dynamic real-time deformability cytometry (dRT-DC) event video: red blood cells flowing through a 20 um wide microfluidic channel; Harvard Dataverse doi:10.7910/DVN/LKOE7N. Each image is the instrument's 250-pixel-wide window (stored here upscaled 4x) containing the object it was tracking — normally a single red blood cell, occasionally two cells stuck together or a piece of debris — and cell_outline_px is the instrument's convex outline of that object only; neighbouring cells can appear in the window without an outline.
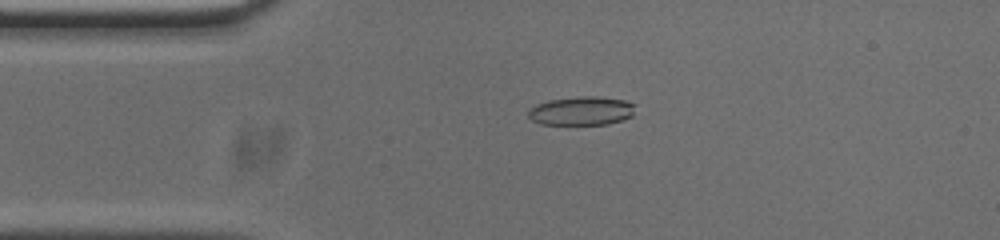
{"species": "common noctule bat (a hibernating species)", "species_latin": "Nyctalus noctula", "temperature_condition": "cold", "stored_images_in_passage": 53, "camera_frame_rate_fps": 3000, "um_per_image_px": 0.085, "animal": {"sex": "male", "body_mass_g": 20.0, "forearm_length_mm": 53.3}, "frame": {"image": 1, "passage_image": 11, "time_ms": 3.333, "image_size_px": [1000, 240], "cell_outline_px": [[636, 104], [632, 116], [608, 124], [540, 124], [532, 120], [528, 116], [528, 112], [536, 104], [552, 100], [580, 96], [596, 96], [624, 100]], "centroid_in_image_um": [49.45, 9.42], "position_along_channel_um": 35.5, "area_um2": 17.74}}
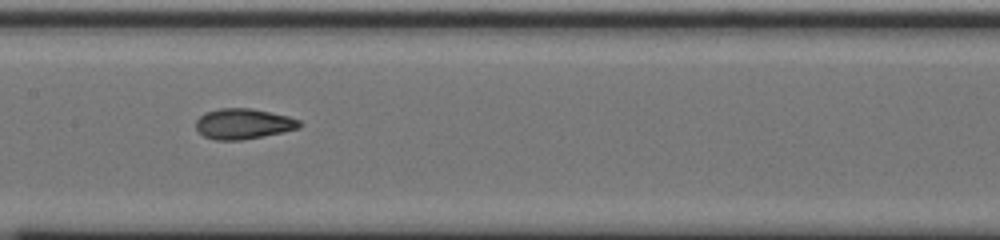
{"frame": {"image": 2, "passage_image": 25, "time_ms": 8.0, "image_size_px": [1000, 240], "cell_outline_px": [[304, 124], [300, 128], [284, 132], [240, 140], [216, 140], [204, 136], [196, 128], [196, 120], [204, 112], [220, 108], [252, 108], [288, 116], [300, 120]], "centroid_in_image_um": [20.71, 10.52], "position_along_channel_um": 186.7, "area_um2": 18.5}}
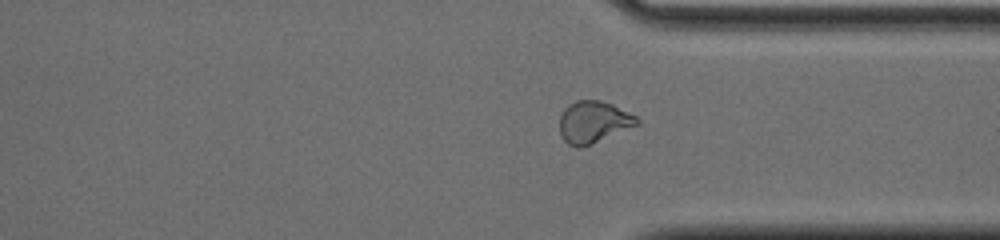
{"frame": {"image": 3, "passage_image": 39, "time_ms": 12.667, "image_size_px": [1000, 240], "cell_outline_px": [[640, 124], [580, 148], [576, 148], [568, 144], [560, 136], [560, 116], [564, 108], [568, 104], [576, 100], [600, 100], [612, 104], [636, 116], [640, 120]], "centroid_in_image_um": [50.42, 10.36], "position_along_channel_um": 361.0, "area_um2": 18.9}, "authors_computed_cell_mechanics": {"area_um2": 18.4382, "velocity_mm_per_s": 3.7516, "shape_relaxation_time_tau1_ms": null, "shape_relaxation_time_tau2_ms": 1.4752, "deformation_change_tau1": null, "deformation_change_tau2": 0.0731}}